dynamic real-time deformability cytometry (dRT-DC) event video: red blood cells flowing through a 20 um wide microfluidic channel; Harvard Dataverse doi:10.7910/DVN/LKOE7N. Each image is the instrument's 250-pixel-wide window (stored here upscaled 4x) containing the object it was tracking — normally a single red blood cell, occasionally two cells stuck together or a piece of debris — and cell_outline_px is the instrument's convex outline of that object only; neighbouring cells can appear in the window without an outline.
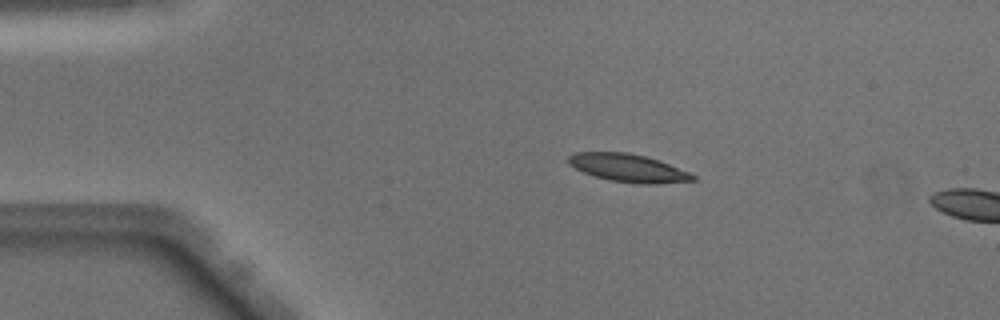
{"species": "Egyptian fruit bat (a non-hibernating species)", "species_latin": "Rousettus aegyptiacus", "temperature_condition": "warm", "stored_images_in_passage": 47, "camera_frame_rate_fps": 3000, "um_per_image_px": 0.085, "animal": {"sex": "male"}, "frame": {"image": 1, "passage_image": 6, "time_ms": 1.667, "image_size_px": [1000, 320], "cell_outline_px": [[696, 180], [656, 184], [636, 184], [608, 180], [584, 172], [568, 164], [568, 156], [576, 152], [628, 152], [660, 160], [692, 172], [696, 176]], "centroid_in_image_um": [53.45, 14.28], "position_along_channel_um": 31.5, "area_um2": 20.46}}
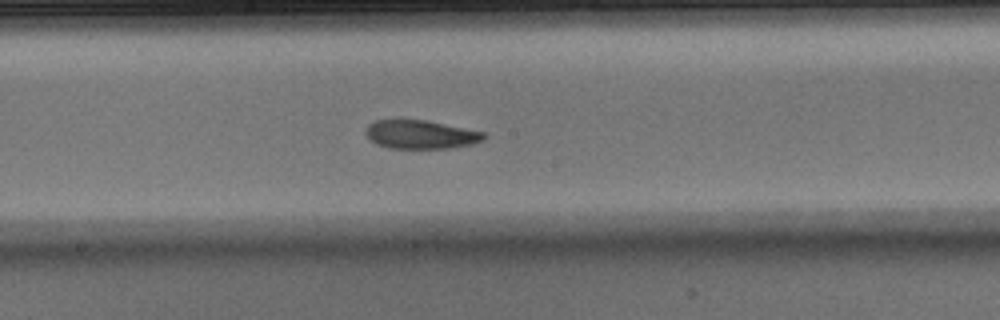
{"frame": {"image": 2, "passage_image": 23, "time_ms": 7.333, "image_size_px": [1000, 320], "cell_outline_px": [[488, 136], [484, 140], [472, 144], [448, 148], [388, 148], [376, 144], [364, 132], [368, 124], [372, 120], [428, 120], [484, 132]], "centroid_in_image_um": [35.77, 11.42], "position_along_channel_um": 212.4, "area_um2": 19.77}}
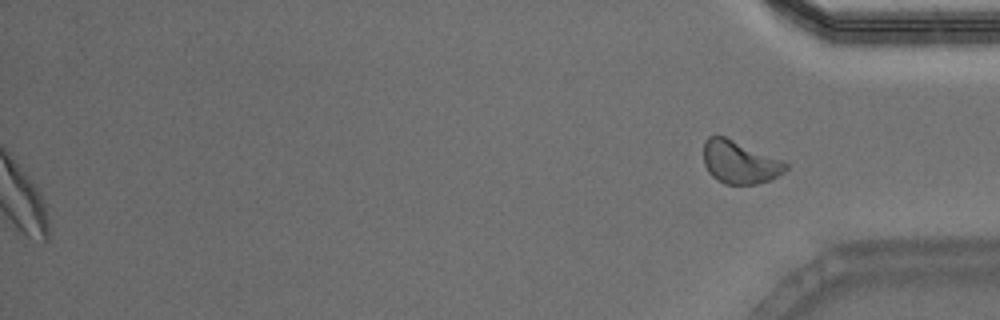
{"frame": {"image": 3, "passage_image": 47, "time_ms": 15.333, "image_size_px": [1000, 320], "cell_outline_px": [[788, 168], [784, 172], [768, 180], [756, 184], [724, 184], [712, 176], [708, 172], [704, 164], [704, 140], [708, 136], [724, 136], [784, 160], [788, 164]], "centroid_in_image_um": [62.87, 13.78], "position_along_channel_um": 372.3, "area_um2": 20.52}, "authors_computed_cell_mechanics": {"area_um2": 20.519, "velocity_mm_per_s": 4.0575, "shape_relaxation_time_tau1_ms": 3.2768, "shape_relaxation_time_tau2_ms": 7.0364, "deformation_change_tau1": 0.1464, "deformation_change_tau2": 0.1616}}